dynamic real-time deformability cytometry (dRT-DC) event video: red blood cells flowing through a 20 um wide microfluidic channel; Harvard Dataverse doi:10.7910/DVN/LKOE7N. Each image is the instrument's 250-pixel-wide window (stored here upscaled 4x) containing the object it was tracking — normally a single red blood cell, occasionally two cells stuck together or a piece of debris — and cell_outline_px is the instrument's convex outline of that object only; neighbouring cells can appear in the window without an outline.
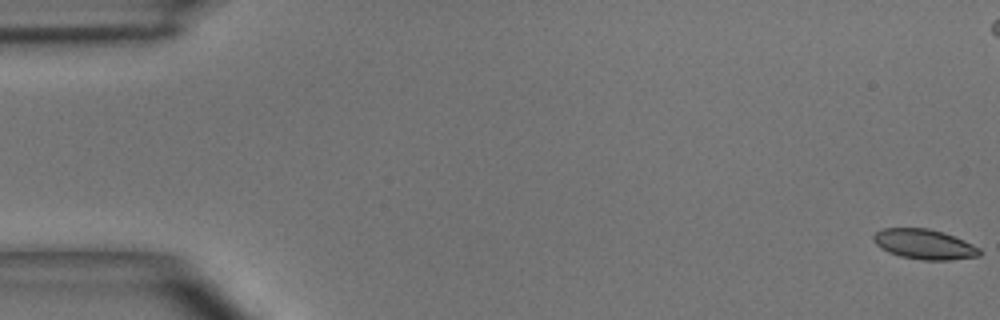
{"species": "common noctule bat (a hibernating species)", "species_latin": "Nyctalus noctula", "temperature_condition": "room temperature", "stored_images_in_passage": 51, "camera_frame_rate_fps": 3000, "um_per_image_px": 0.085, "animal": {"sex": "male", "body_mass_g": 15.6}, "frame": {"image": 1, "passage_image": 1, "time_ms": 0.0, "image_size_px": [1000, 320], "cell_outline_px": [[984, 252], [980, 256], [948, 260], [924, 260], [900, 256], [888, 252], [880, 248], [872, 240], [872, 236], [876, 232], [884, 228], [928, 228], [944, 232], [964, 240], [980, 248]], "centroid_in_image_um": [78.58, 20.76], "position_along_channel_um": 6.4, "area_um2": 18.73}}
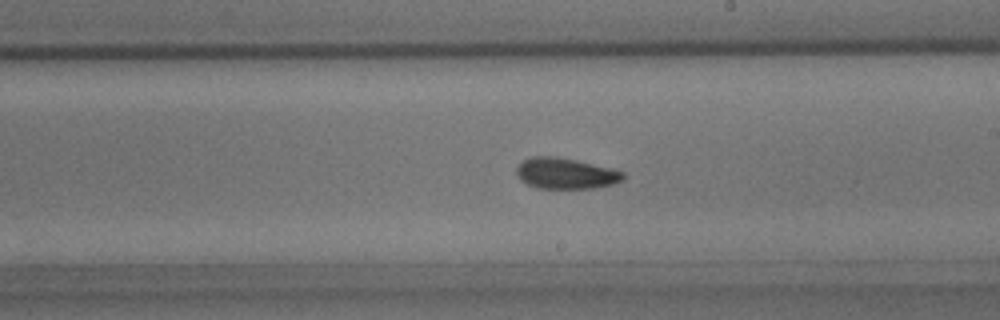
{"frame": {"image": 2, "passage_image": 29, "time_ms": 9.333, "image_size_px": [1000, 320], "cell_outline_px": [[624, 180], [612, 184], [596, 188], [536, 188], [520, 180], [516, 172], [516, 168], [524, 160], [532, 156], [556, 156], [576, 160], [612, 168], [624, 172]], "centroid_in_image_um": [48.09, 14.74], "position_along_channel_um": 240.9, "area_um2": 19.25}}
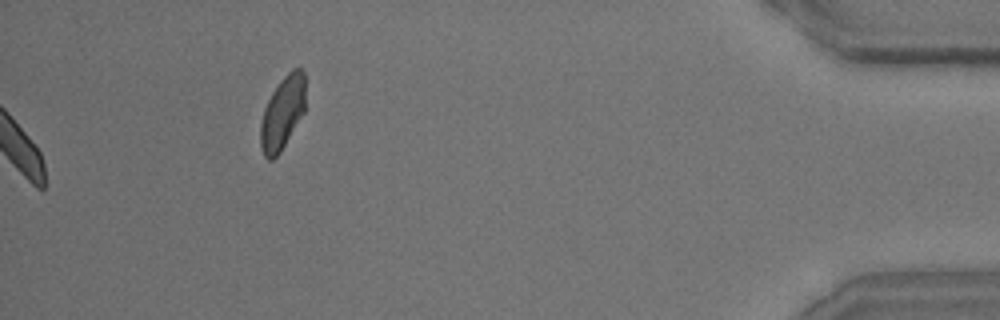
{"frame": {"image": 3, "passage_image": 51, "time_ms": 16.667, "image_size_px": [1000, 320], "cell_outline_px": [[304, 112], [280, 152], [272, 160], [268, 160], [264, 156], [260, 144], [260, 124], [264, 108], [272, 92], [280, 80], [292, 68], [300, 68], [304, 72]], "centroid_in_image_um": [23.99, 9.6], "position_along_channel_um": 411.2, "area_um2": 18.96}, "authors_computed_cell_mechanics": {"area_um2": 18.9584, "velocity_mm_per_s": 4.0303, "shape_relaxation_time_tau1_ms": 6.2708, "shape_relaxation_time_tau2_ms": 1.6525, "deformation_change_tau1": 0.1261, "deformation_change_tau2": 0.0588}}